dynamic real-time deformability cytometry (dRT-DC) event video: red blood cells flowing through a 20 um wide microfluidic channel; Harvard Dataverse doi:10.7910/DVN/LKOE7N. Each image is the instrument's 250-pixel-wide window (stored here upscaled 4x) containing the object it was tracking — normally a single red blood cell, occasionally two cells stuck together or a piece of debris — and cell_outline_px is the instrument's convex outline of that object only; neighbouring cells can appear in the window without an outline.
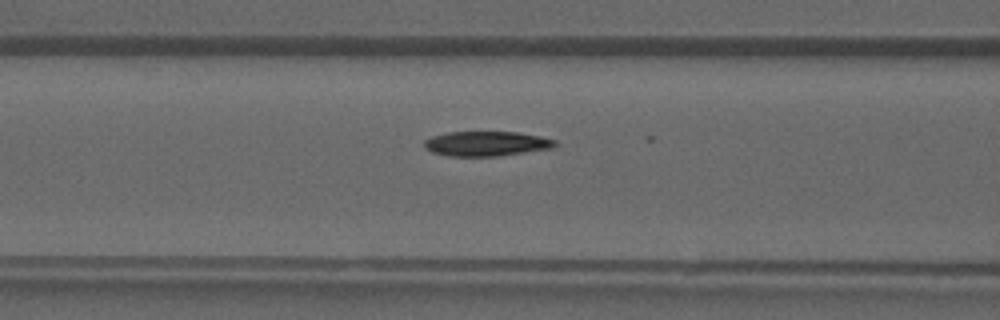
{"species": "common noctule bat (a hibernating species)", "species_latin": "Nyctalus noctula", "temperature_condition": "warm", "stored_images_in_passage": 29, "camera_frame_rate_fps": 3000, "um_per_image_px": 0.085, "animal": {"sex": "male", "forearm_length_mm": 52.5}, "frame": {"image": 1, "passage_image": 17, "time_ms": 5.333, "image_size_px": [1000, 320], "cell_outline_px": [[556, 144], [552, 148], [500, 156], [448, 156], [432, 152], [424, 148], [424, 140], [432, 136], [448, 132], [516, 132], [540, 136], [556, 140]], "centroid_in_image_um": [41.32, 12.21], "position_along_channel_um": 125.3, "area_um2": 18.9}}
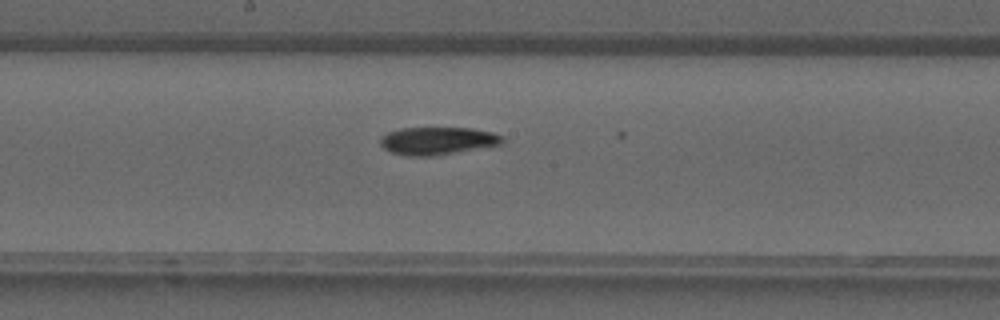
{"frame": {"image": 2, "passage_image": 22, "time_ms": 7.0, "image_size_px": [1000, 320], "cell_outline_px": [[504, 144], [436, 156], [404, 156], [392, 152], [384, 148], [380, 144], [380, 136], [388, 132], [400, 128], [472, 128], [492, 132], [504, 136]], "centroid_in_image_um": [37.21, 11.97], "position_along_channel_um": 211.0, "area_um2": 20.0}}
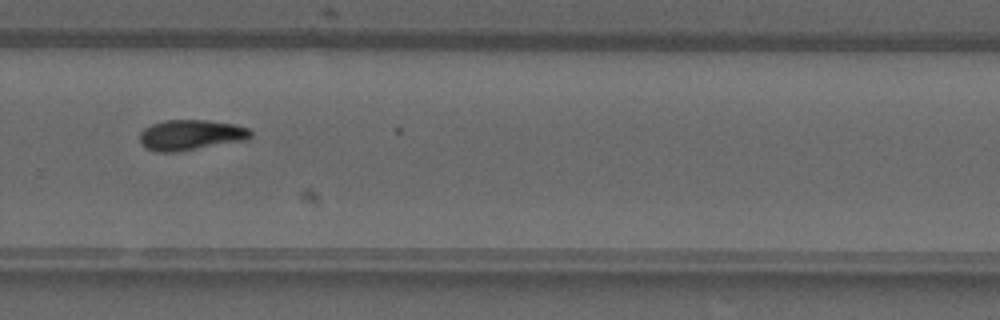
{"frame": {"image": 3, "passage_image": 28, "time_ms": 9.0, "image_size_px": [1000, 320], "cell_outline_px": [[252, 136], [248, 140], [180, 152], [156, 152], [144, 148], [140, 144], [140, 132], [144, 128], [152, 124], [164, 120], [208, 120], [236, 124], [248, 128], [252, 132]], "centroid_in_image_um": [16.22, 11.48], "position_along_channel_um": 313.6, "area_um2": 20.17}}